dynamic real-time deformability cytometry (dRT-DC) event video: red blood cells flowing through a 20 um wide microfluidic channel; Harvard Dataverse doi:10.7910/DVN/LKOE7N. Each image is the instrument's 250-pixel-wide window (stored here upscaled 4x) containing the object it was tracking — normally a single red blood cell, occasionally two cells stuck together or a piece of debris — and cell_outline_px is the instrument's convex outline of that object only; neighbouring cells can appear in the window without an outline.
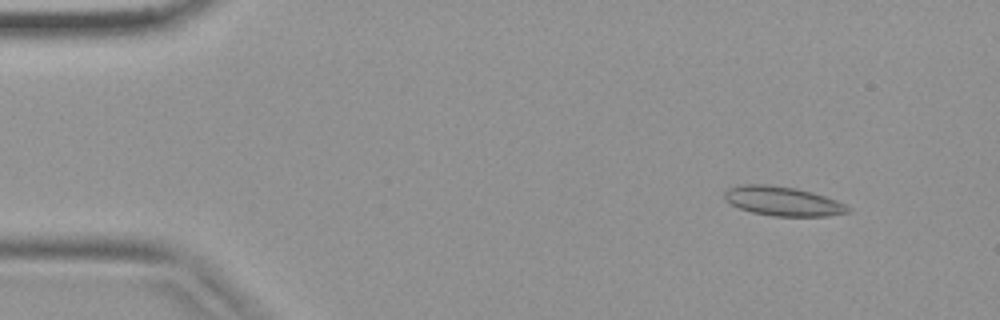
{"species": "common noctule bat (a hibernating species)", "species_latin": "Nyctalus noctula", "temperature_condition": "warm", "stored_images_in_passage": 40, "camera_frame_rate_fps": 3000, "um_per_image_px": 0.085, "animal": {"sex": "female", "body_mass_g": 19.9}, "frame": {"image": 1, "passage_image": 4, "time_ms": 1.0, "image_size_px": [1000, 320], "cell_outline_px": [[852, 208], [848, 212], [828, 216], [772, 216], [752, 212], [740, 208], [724, 200], [724, 192], [728, 188], [736, 184], [768, 184], [796, 188], [812, 192], [836, 200]], "centroid_in_image_um": [66.5, 17.09], "position_along_channel_um": 18.5, "area_um2": 21.15}}
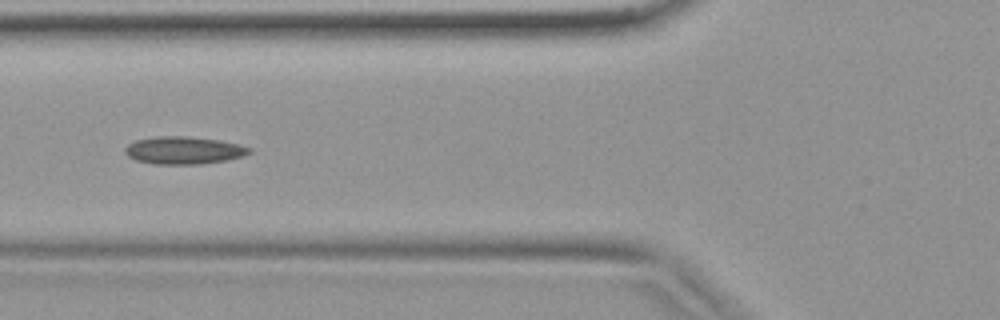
{"frame": {"image": 2, "passage_image": 15, "time_ms": 4.667, "image_size_px": [1000, 320], "cell_outline_px": [[252, 152], [244, 156], [228, 160], [200, 164], [152, 164], [136, 160], [128, 156], [124, 152], [124, 148], [128, 144], [136, 140], [156, 136], [188, 136], [220, 140], [240, 144], [252, 148]], "centroid_in_image_um": [15.64, 12.77], "position_along_channel_um": 110.2, "area_um2": 20.23}}
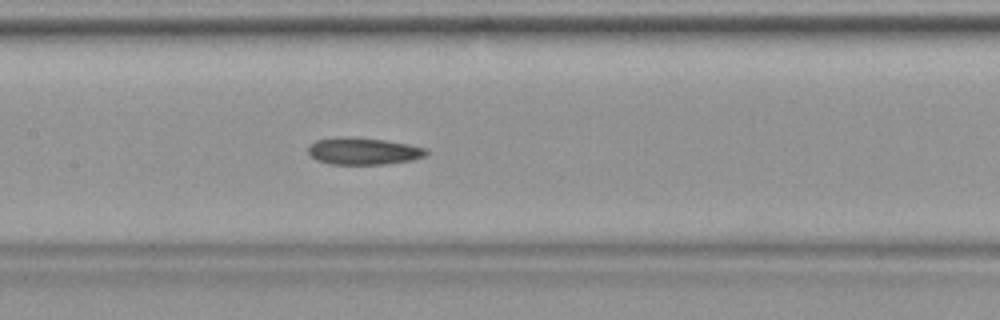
{"frame": {"image": 3, "passage_image": 19, "time_ms": 6.0, "image_size_px": [1000, 320], "cell_outline_px": [[428, 152], [424, 156], [412, 160], [384, 164], [328, 164], [316, 160], [308, 152], [308, 144], [316, 140], [336, 136], [352, 136], [384, 140], [408, 144], [428, 148]], "centroid_in_image_um": [30.85, 12.83], "position_along_channel_um": 176.6, "area_um2": 18.84}}